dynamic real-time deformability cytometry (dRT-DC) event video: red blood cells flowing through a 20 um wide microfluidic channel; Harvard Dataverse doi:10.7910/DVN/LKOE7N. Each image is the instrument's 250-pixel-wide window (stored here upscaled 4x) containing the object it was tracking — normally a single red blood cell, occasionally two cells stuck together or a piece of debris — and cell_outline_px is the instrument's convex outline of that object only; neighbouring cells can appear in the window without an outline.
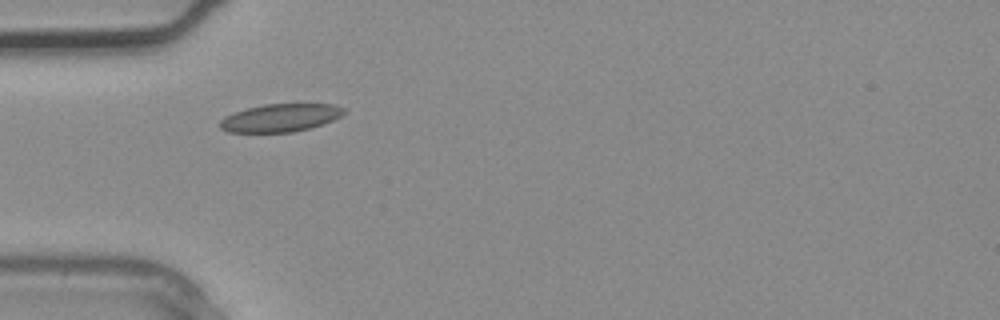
{"species": "common noctule bat (a hibernating species)", "species_latin": "Nyctalus noctula", "temperature_condition": "warm", "stored_images_in_passage": 1, "camera_frame_rate_fps": 3000, "um_per_image_px": 0.085, "animal": {"sex": "male", "body_mass_g": 20.4}, "frame": {"image": 1, "passage_image": 1, "time_ms": 0.0, "image_size_px": [1000, 320], "cell_outline_px": [[348, 112], [324, 124], [292, 132], [228, 132], [220, 128], [220, 120], [224, 116], [248, 108], [264, 104], [332, 104], [344, 108]], "centroid_in_image_um": [23.85, 10.01], "position_along_channel_um": 61.2, "area_um2": 20.06}}